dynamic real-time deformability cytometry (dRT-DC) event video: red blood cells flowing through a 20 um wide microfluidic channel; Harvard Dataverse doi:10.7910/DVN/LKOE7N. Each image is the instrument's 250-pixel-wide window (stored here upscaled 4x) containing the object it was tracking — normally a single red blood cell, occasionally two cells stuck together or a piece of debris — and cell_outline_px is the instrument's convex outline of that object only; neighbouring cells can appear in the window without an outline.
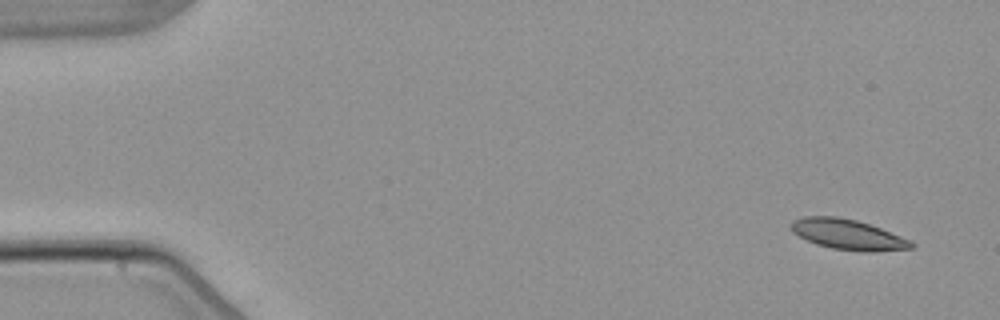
{"species": "common noctule bat (a hibernating species)", "species_latin": "Nyctalus noctula", "temperature_condition": "warm", "stored_images_in_passage": 6, "camera_frame_rate_fps": 3000, "um_per_image_px": 0.085, "animal": {"sex": "male", "body_mass_g": 21.5, "forearm_length_mm": 52.0}, "frame": {"image": 1, "passage_image": 1, "time_ms": 0.0, "image_size_px": [1000, 320], "cell_outline_px": [[916, 244], [912, 248], [876, 252], [860, 252], [832, 248], [816, 244], [792, 232], [792, 220], [804, 216], [836, 216], [856, 220], [880, 228], [912, 240]], "centroid_in_image_um": [72.11, 19.94], "position_along_channel_um": 12.9, "area_um2": 21.27}}
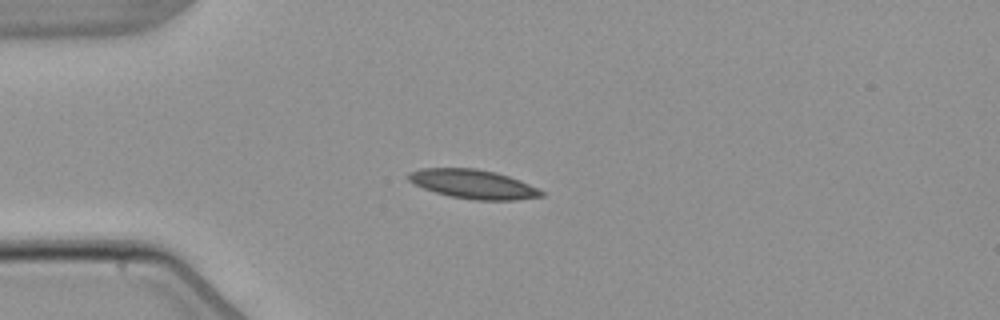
{"frame": {"image": 2, "passage_image": 4, "time_ms": 3.667, "image_size_px": [1000, 320], "cell_outline_px": [[544, 196], [516, 200], [476, 200], [448, 196], [424, 188], [408, 180], [404, 176], [408, 172], [420, 168], [476, 168], [496, 172], [520, 180], [544, 192]], "centroid_in_image_um": [40.19, 15.64], "position_along_channel_um": 44.8, "area_um2": 22.54}}